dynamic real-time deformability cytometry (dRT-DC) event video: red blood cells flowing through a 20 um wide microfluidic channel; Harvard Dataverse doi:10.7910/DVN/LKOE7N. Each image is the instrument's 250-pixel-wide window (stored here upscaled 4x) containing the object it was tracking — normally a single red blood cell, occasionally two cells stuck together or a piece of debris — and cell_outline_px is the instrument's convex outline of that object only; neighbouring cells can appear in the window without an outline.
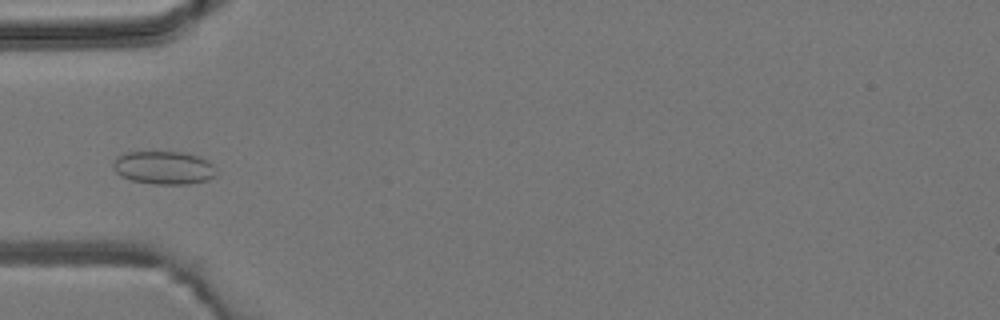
{"species": "common noctule bat (a hibernating species)", "species_latin": "Nyctalus noctula", "temperature_condition": "room temperature", "stored_images_in_passage": 5, "camera_frame_rate_fps": 3000, "um_per_image_px": 0.085, "animal": {"sex": "male", "body_mass_g": 19.2, "forearm_length_mm": 51.8}, "frame": {"image": 1, "passage_image": 4, "time_ms": 4.333, "image_size_px": [1000, 320], "cell_outline_px": [[216, 172], [208, 180], [188, 184], [156, 184], [132, 180], [120, 176], [112, 168], [112, 164], [120, 156], [128, 152], [184, 152], [208, 160], [212, 164]], "centroid_in_image_um": [13.92, 14.26], "position_along_channel_um": 71.1, "area_um2": 19.71}}